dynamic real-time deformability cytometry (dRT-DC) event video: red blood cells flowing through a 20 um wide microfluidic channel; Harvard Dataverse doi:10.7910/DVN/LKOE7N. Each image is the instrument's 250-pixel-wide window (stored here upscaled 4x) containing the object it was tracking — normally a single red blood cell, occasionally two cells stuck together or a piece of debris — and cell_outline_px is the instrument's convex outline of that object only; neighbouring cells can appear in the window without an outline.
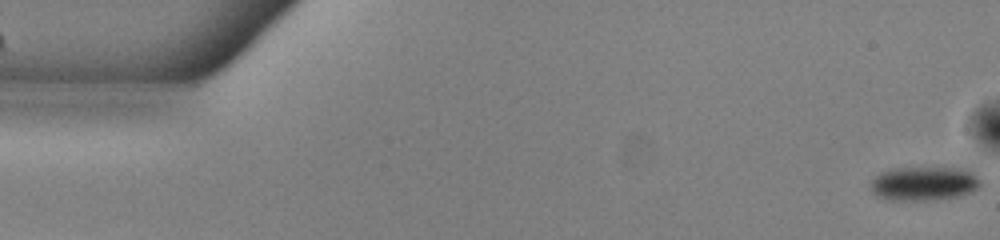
{"species": "common noctule bat (a hibernating species)", "species_latin": "Nyctalus noctula", "temperature_condition": "warm", "stored_images_in_passage": 12, "camera_frame_rate_fps": 3000, "um_per_image_px": 0.085, "animal": {"sex": "male", "body_mass_g": 13.0, "forearm_length_mm": 53.1}, "frame": {"image": 1, "passage_image": 1, "time_ms": 0.0, "image_size_px": [1000, 240], "cell_outline_px": [[980, 184], [972, 192], [960, 196], [936, 200], [888, 200], [876, 196], [872, 192], [868, 184], [880, 172], [892, 168], [968, 164], [972, 164], [976, 168], [980, 180]], "centroid_in_image_um": [78.67, 15.51], "position_along_channel_um": 6.3, "area_um2": 23.7}}